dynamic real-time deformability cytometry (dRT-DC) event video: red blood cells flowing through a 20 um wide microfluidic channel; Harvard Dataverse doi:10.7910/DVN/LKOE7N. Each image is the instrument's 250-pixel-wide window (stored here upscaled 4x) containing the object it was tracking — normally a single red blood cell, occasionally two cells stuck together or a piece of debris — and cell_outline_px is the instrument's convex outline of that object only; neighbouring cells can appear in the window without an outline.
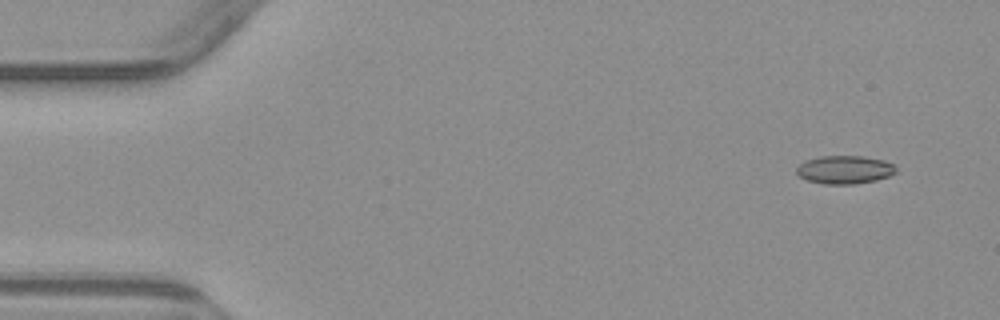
{"species": "common noctule bat (a hibernating species)", "species_latin": "Nyctalus noctula", "temperature_condition": "warm", "stored_images_in_passage": 4, "segment_of_instrument_passage": [2, 2], "camera_frame_rate_fps": 3000, "um_per_image_px": 0.085, "animal": {"sex": "male", "body_mass_g": 23.1, "forearm_length_mm": 52.7}, "frame": {"image": 1, "passage_image": 4, "time_ms": 4.333, "image_size_px": [1000, 320], "cell_outline_px": [[896, 172], [888, 176], [876, 180], [856, 184], [824, 184], [808, 180], [800, 176], [796, 172], [796, 168], [804, 160], [820, 156], [864, 156], [884, 160], [892, 164], [896, 168]], "centroid_in_image_um": [71.79, 14.42], "position_along_channel_um": 13.2, "area_um2": 16.36}}